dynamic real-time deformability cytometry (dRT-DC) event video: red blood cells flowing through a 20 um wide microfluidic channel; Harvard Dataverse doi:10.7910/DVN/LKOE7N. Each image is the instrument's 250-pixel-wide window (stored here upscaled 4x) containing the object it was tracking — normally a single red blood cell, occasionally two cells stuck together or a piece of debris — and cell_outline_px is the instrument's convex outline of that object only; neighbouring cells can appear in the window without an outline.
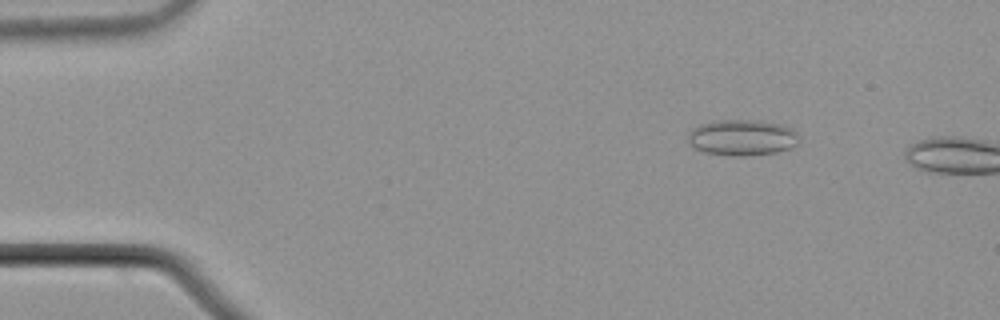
{"species": "common noctule bat (a hibernating species)", "species_latin": "Nyctalus noctula", "temperature_condition": "cold", "stored_images_in_passage": 11, "camera_frame_rate_fps": 3000, "um_per_image_px": 0.085, "animal": {"sex": "male", "body_mass_g": 21.5, "forearm_length_mm": 52.0}, "frame": {"image": 1, "passage_image": 8, "time_ms": 2.333, "image_size_px": [1000, 320], "cell_outline_px": [[796, 144], [788, 148], [776, 152], [744, 156], [732, 156], [704, 152], [692, 148], [688, 144], [688, 132], [692, 128], [700, 124], [712, 120], [760, 120], [784, 124], [792, 128], [796, 132]], "centroid_in_image_um": [63.01, 11.68], "position_along_channel_um": 22.0, "area_um2": 23.52}}